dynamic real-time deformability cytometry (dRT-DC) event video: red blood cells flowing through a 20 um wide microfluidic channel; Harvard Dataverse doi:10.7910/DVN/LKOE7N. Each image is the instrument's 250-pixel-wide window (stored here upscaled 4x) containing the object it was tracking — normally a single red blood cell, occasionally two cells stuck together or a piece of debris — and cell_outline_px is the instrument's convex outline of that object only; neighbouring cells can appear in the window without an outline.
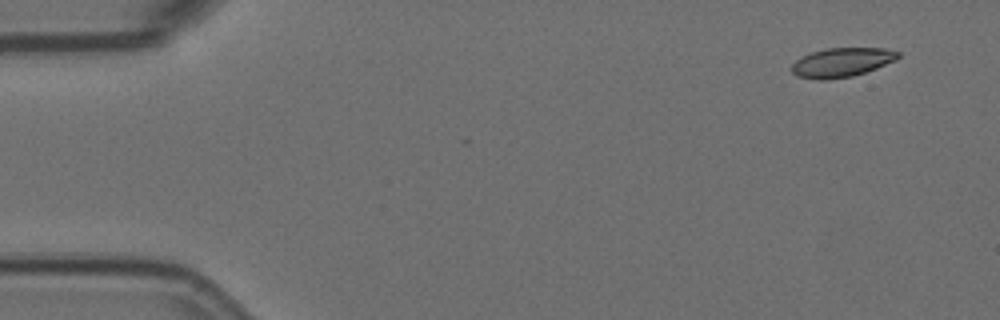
{"species": "Egyptian fruit bat (a non-hibernating species)", "species_latin": "Rousettus aegyptiacus", "temperature_condition": "room temperature", "stored_images_in_passage": 4, "camera_frame_rate_fps": 3000, "um_per_image_px": 0.085, "animal": {"sex": "female"}, "frame": {"image": 1, "passage_image": 1, "time_ms": 0.0, "image_size_px": [1000, 320], "cell_outline_px": [[900, 56], [896, 60], [876, 68], [852, 76], [828, 80], [820, 80], [796, 76], [792, 72], [792, 64], [796, 60], [812, 52], [828, 48], [884, 48], [900, 52]], "centroid_in_image_um": [71.56, 5.3], "position_along_channel_um": 13.4, "area_um2": 17.98}}
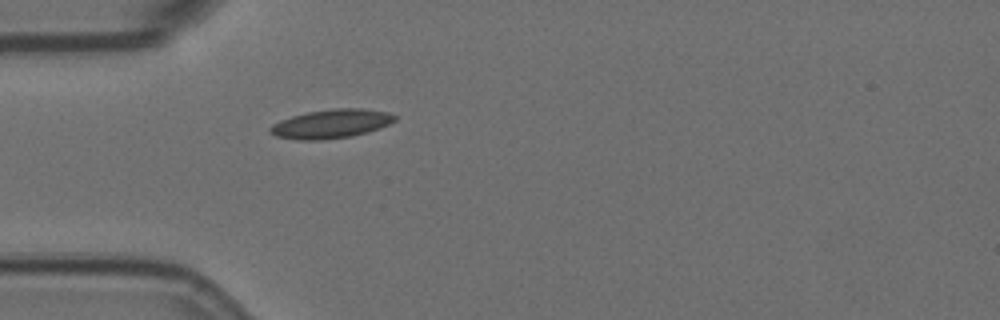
{"frame": {"image": 2, "passage_image": 4, "time_ms": 1.0, "image_size_px": [1000, 320], "cell_outline_px": [[396, 120], [380, 128], [368, 132], [352, 136], [320, 140], [300, 140], [276, 136], [268, 132], [268, 128], [272, 124], [280, 120], [292, 116], [308, 112], [332, 108], [360, 108], [388, 112], [396, 116]], "centroid_in_image_um": [28.13, 10.52], "position_along_channel_um": 56.9, "area_um2": 21.04}}